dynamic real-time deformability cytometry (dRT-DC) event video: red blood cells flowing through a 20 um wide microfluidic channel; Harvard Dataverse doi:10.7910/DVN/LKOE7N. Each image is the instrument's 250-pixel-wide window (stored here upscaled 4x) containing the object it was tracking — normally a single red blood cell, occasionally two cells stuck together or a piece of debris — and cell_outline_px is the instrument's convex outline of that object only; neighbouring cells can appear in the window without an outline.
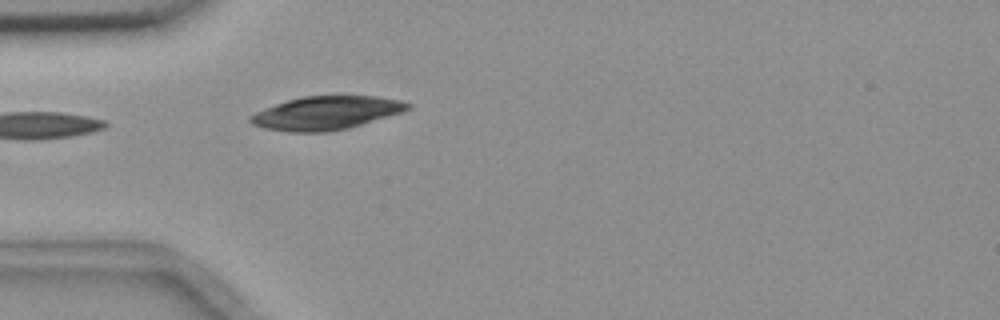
{"species": "common noctule bat (a hibernating species)", "species_latin": "Nyctalus noctula", "temperature_condition": "room temperature", "stored_images_in_passage": 2, "camera_frame_rate_fps": 3000, "um_per_image_px": 0.085, "animal": {"sex": "female", "body_mass_g": 18.4}, "frame": {"image": 1, "passage_image": 2, "time_ms": 1.333, "image_size_px": [1000, 320], "cell_outline_px": [[412, 108], [404, 112], [348, 128], [328, 132], [288, 132], [264, 128], [252, 124], [248, 120], [248, 116], [264, 108], [288, 100], [304, 96], [336, 92], [376, 96], [400, 100], [412, 104]], "centroid_in_image_um": [27.77, 9.56], "position_along_channel_um": 57.2, "area_um2": 31.79}}